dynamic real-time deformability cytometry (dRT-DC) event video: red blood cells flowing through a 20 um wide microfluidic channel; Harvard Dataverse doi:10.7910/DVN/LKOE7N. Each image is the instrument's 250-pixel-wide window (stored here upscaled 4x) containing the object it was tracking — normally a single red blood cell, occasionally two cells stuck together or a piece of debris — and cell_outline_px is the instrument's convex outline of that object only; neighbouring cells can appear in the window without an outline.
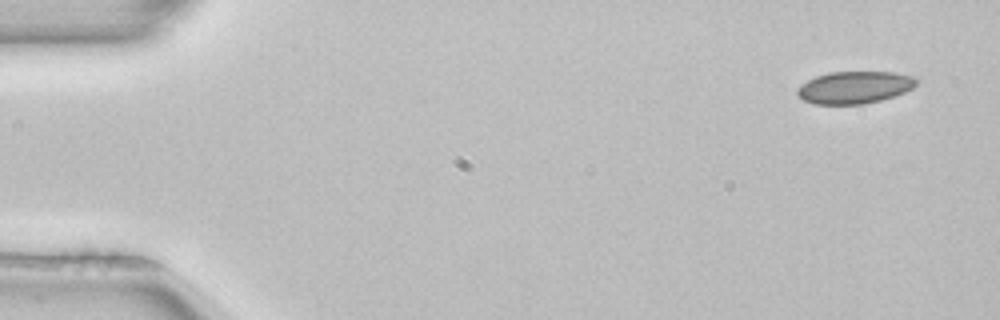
{"species": "common noctule bat (a hibernating species)", "species_latin": "Nyctalus noctula", "temperature_condition": "room temperature", "stored_images_in_passage": 5, "camera_frame_rate_fps": 3000, "um_per_image_px": 0.085, "animal": {"sex": "female", "body_mass_g": 22.7, "forearm_length_mm": 54.2}, "frame": {"image": 1, "passage_image": 1, "time_ms": 0.0, "image_size_px": [1000, 320], "cell_outline_px": [[916, 84], [912, 88], [904, 92], [880, 100], [860, 104], [812, 104], [804, 100], [796, 92], [796, 88], [800, 84], [816, 76], [828, 72], [896, 72], [912, 76], [916, 80]], "centroid_in_image_um": [72.59, 7.42], "position_along_channel_um": 12.4, "area_um2": 22.25}}
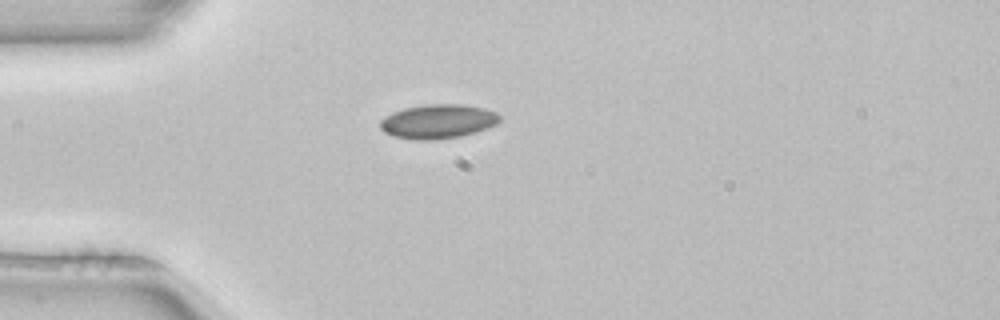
{"frame": {"image": 2, "passage_image": 4, "time_ms": 1.0, "image_size_px": [1000, 320], "cell_outline_px": [[500, 120], [496, 124], [488, 128], [476, 132], [460, 136], [432, 140], [416, 140], [392, 136], [384, 132], [380, 128], [380, 120], [384, 116], [392, 112], [404, 108], [428, 104], [464, 104], [484, 108], [496, 112], [500, 116]], "centroid_in_image_um": [37.21, 10.32], "position_along_channel_um": 47.8, "area_um2": 23.99}}